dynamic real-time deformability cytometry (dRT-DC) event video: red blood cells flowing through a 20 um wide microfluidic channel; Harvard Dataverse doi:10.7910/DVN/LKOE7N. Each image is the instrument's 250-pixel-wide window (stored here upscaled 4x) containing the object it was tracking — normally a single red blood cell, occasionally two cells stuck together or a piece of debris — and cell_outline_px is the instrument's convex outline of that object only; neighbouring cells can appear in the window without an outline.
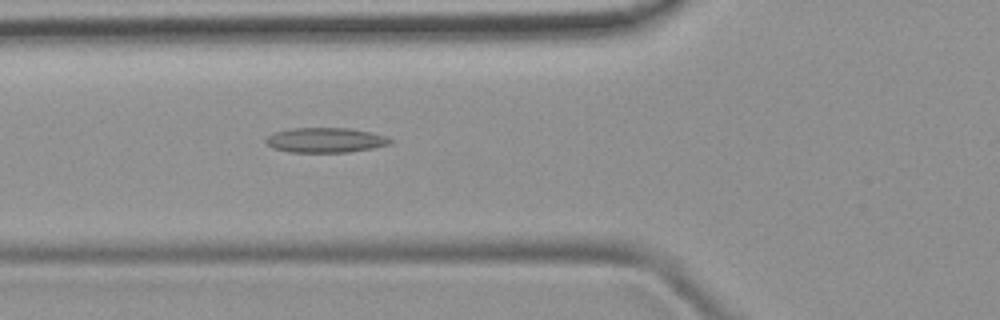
{"species": "common noctule bat (a hibernating species)", "species_latin": "Nyctalus noctula", "temperature_condition": "room temperature", "stored_images_in_passage": 49, "camera_frame_rate_fps": 3000, "um_per_image_px": 0.085, "animal": {"sex": "female", "body_mass_g": 19.9}, "frame": {"image": 1, "passage_image": 18, "time_ms": 5.667, "image_size_px": [1000, 320], "cell_outline_px": [[392, 144], [372, 148], [348, 152], [288, 152], [272, 148], [264, 140], [268, 136], [276, 132], [292, 128], [348, 128], [372, 132], [384, 136], [392, 140]], "centroid_in_image_um": [27.66, 11.91], "position_along_channel_um": 98.1, "area_um2": 17.98}}
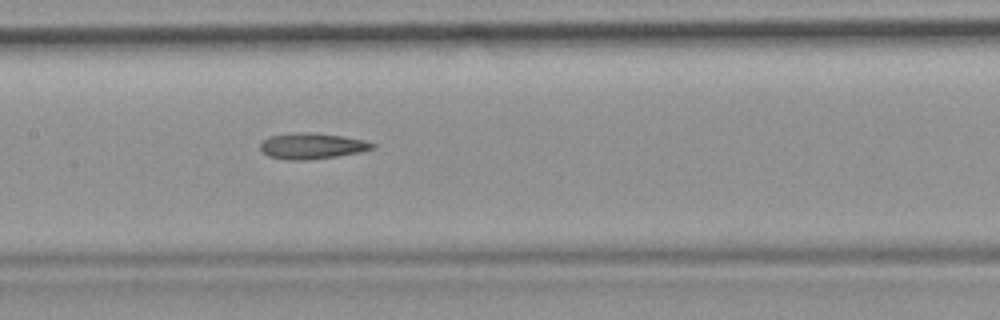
{"frame": {"image": 2, "passage_image": 24, "time_ms": 7.667, "image_size_px": [1000, 320], "cell_outline_px": [[376, 148], [360, 152], [336, 156], [308, 160], [288, 160], [268, 156], [260, 148], [260, 144], [264, 140], [272, 136], [296, 132], [312, 132], [344, 136], [364, 140], [376, 144]], "centroid_in_image_um": [26.56, 12.4], "position_along_channel_um": 180.8, "area_um2": 16.94}}
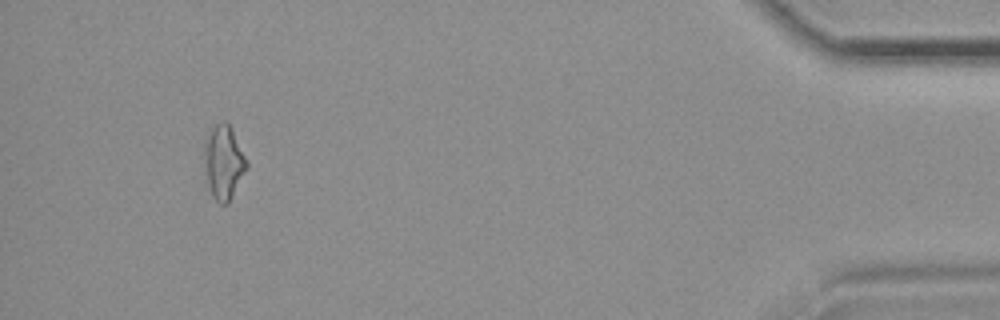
{"frame": {"image": 3, "passage_image": 46, "time_ms": 15.0, "image_size_px": [1000, 320], "cell_outline_px": [[248, 168], [228, 204], [220, 204], [212, 196], [208, 184], [204, 160], [204, 144], [212, 128], [220, 120], [224, 120], [232, 128], [248, 160]], "centroid_in_image_um": [19.04, 13.78], "position_along_channel_um": 416.2, "area_um2": 18.38}}